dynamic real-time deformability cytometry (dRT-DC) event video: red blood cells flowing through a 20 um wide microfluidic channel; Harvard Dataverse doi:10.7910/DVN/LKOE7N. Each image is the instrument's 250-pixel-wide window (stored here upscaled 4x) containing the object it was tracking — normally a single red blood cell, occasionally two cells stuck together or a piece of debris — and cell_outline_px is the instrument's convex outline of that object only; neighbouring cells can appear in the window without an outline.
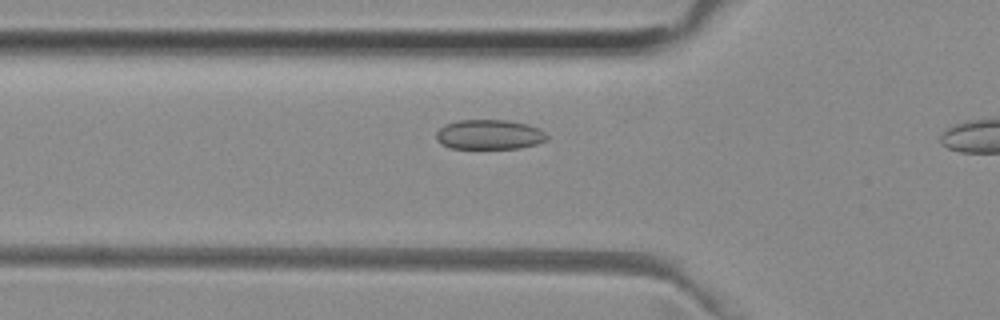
{"species": "common noctule bat (a hibernating species)", "species_latin": "Nyctalus noctula", "temperature_condition": "room temperature", "stored_images_in_passage": 34, "camera_frame_rate_fps": 3000, "um_per_image_px": 0.085, "animal": {"sex": "female", "body_mass_g": 29.2, "forearm_length_mm": 56.3}, "frame": {"image": 1, "passage_image": 10, "time_ms": 3.0, "image_size_px": [1000, 320], "cell_outline_px": [[548, 140], [536, 144], [520, 148], [448, 148], [440, 144], [436, 140], [436, 132], [444, 124], [456, 120], [508, 120], [528, 124], [540, 128], [548, 136]], "centroid_in_image_um": [41.58, 11.43], "position_along_channel_um": 84.2, "area_um2": 19.48}}
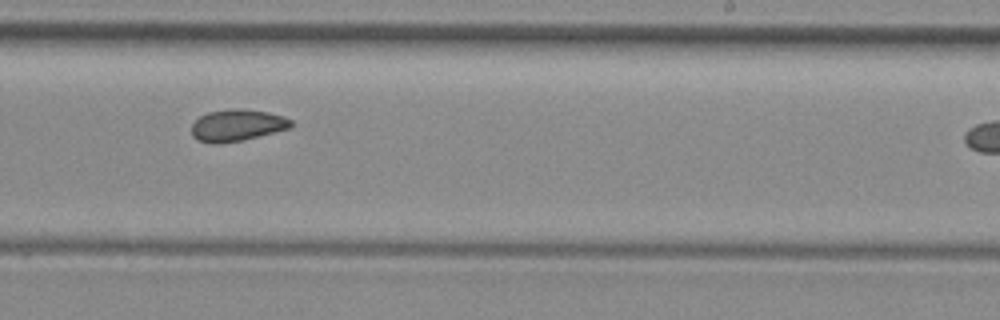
{"frame": {"image": 2, "passage_image": 24, "time_ms": 7.667, "image_size_px": [1000, 320], "cell_outline_px": [[292, 128], [240, 140], [216, 144], [200, 140], [192, 136], [192, 124], [200, 116], [208, 112], [236, 108], [240, 108], [268, 112], [284, 116], [292, 120]], "centroid_in_image_um": [20.18, 10.63], "position_along_channel_um": 268.8, "area_um2": 18.21}}
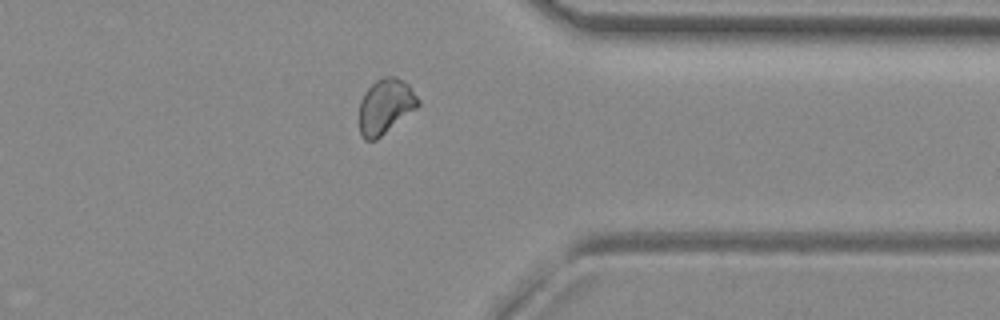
{"frame": {"image": 3, "passage_image": 33, "time_ms": 10.667, "image_size_px": [1000, 320], "cell_outline_px": [[420, 104], [416, 108], [376, 140], [364, 140], [360, 132], [360, 100], [364, 92], [376, 80], [384, 76], [396, 76], [404, 80], [408, 84], [420, 100]], "centroid_in_image_um": [32.76, 9.01], "position_along_channel_um": 378.6, "area_um2": 18.79}}